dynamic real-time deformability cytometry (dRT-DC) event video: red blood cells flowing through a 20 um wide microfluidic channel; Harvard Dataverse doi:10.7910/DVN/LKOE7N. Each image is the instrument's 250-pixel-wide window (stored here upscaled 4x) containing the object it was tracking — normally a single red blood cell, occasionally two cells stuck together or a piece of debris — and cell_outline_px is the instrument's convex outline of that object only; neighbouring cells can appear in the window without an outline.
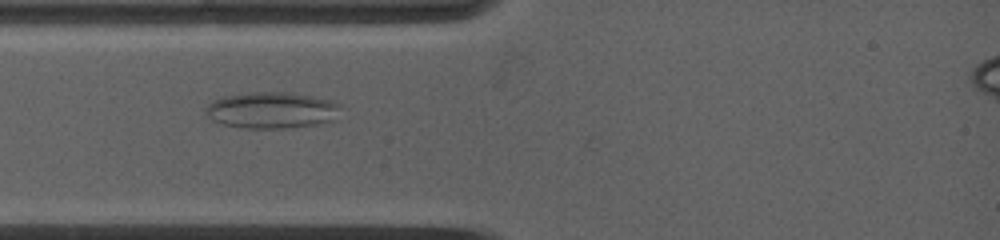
{"species": "common noctule bat (a hibernating species)", "species_latin": "Nyctalus noctula", "temperature_condition": "warm", "stored_images_in_passage": 6, "camera_frame_rate_fps": 5000, "um_per_image_px": 0.085, "animal": {"sex": "female", "body_mass_g": 19.0, "forearm_length_mm": 53.3}, "frame": {"image": 1, "passage_image": 4, "time_ms": 2.0, "image_size_px": [1000, 240], "cell_outline_px": [[340, 104], [336, 120], [316, 124], [284, 128], [244, 128], [220, 124], [212, 120], [204, 112], [204, 108], [212, 100], [224, 96], [252, 92], [284, 92], [312, 96], [332, 100]], "centroid_in_image_um": [23.06, 9.37], "position_along_channel_um": 61.9, "area_um2": 28.73}}